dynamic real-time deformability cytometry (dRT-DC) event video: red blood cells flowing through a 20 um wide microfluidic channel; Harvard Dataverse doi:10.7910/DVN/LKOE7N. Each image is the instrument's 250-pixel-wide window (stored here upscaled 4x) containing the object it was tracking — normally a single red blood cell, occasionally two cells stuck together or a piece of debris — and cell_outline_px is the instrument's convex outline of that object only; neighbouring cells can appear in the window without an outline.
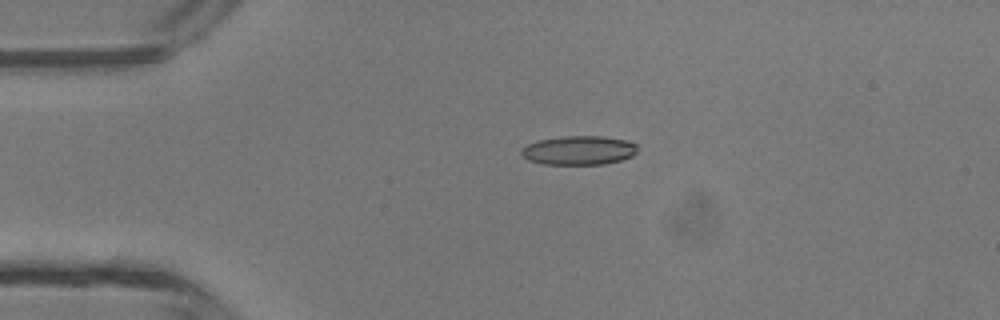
{"species": "common noctule bat (a hibernating species)", "species_latin": "Nyctalus noctula", "temperature_condition": "room temperature", "stored_images_in_passage": 3, "camera_frame_rate_fps": 3000, "um_per_image_px": 0.085, "animal": {"sex": "male", "body_mass_g": 13.3}, "frame": {"image": 1, "passage_image": 3, "time_ms": 2.333, "image_size_px": [1000, 320], "cell_outline_px": [[636, 152], [632, 156], [620, 160], [604, 164], [544, 164], [528, 160], [520, 152], [528, 144], [540, 140], [564, 136], [604, 136], [624, 140], [636, 144]], "centroid_in_image_um": [49.21, 12.78], "position_along_channel_um": 35.8, "area_um2": 19.36}}